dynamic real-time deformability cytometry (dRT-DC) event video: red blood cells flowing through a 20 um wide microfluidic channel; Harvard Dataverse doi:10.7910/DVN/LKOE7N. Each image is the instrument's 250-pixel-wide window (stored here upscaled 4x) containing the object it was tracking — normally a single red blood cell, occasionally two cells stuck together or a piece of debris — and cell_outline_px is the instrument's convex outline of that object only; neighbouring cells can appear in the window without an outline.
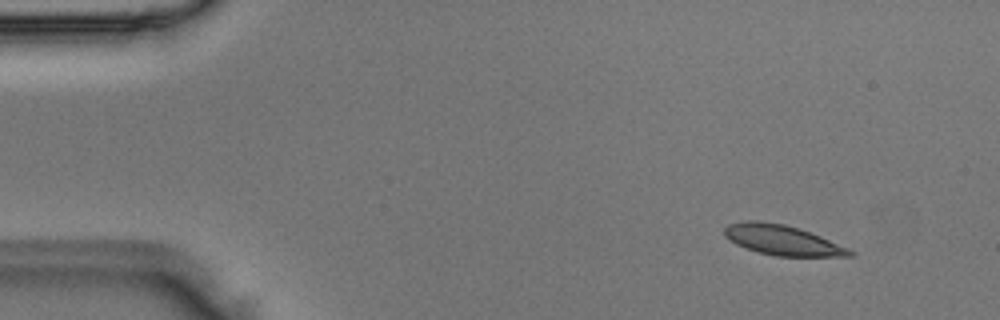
{"species": "Egyptian fruit bat (a non-hibernating species)", "species_latin": "Rousettus aegyptiacus", "temperature_condition": "room temperature", "stored_images_in_passage": 5, "camera_frame_rate_fps": 3000, "um_per_image_px": 0.085, "animal": {"sex": "male"}, "frame": {"image": 1, "passage_image": 1, "time_ms": 0.0, "image_size_px": [1000, 320], "cell_outline_px": [[856, 256], [776, 256], [760, 252], [736, 244], [724, 236], [724, 228], [728, 224], [748, 220], [760, 220], [784, 224], [800, 228], [820, 236], [848, 248], [856, 252]], "centroid_in_image_um": [66.51, 20.4], "position_along_channel_um": 18.5, "area_um2": 21.91}}
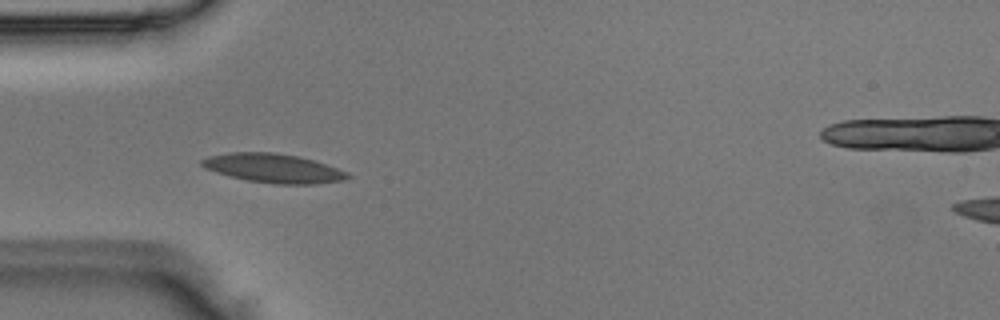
{"frame": {"image": 2, "passage_image": 3, "time_ms": 0.667, "image_size_px": [1000, 320], "cell_outline_px": [[352, 176], [344, 180], [316, 184], [272, 184], [248, 180], [216, 172], [204, 168], [200, 164], [200, 160], [208, 156], [228, 152], [276, 152], [300, 156], [348, 172]], "centroid_in_image_um": [23.22, 14.29], "position_along_channel_um": 61.8, "area_um2": 24.68}}
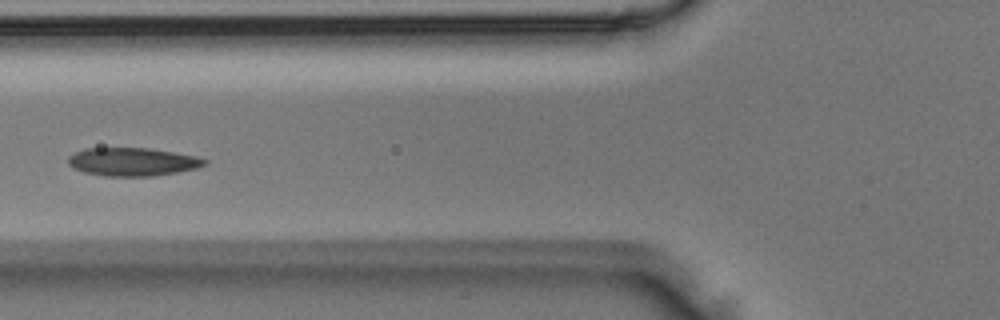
{"frame": {"image": 3, "passage_image": 4, "time_ms": 1.0, "image_size_px": [1000, 320], "cell_outline_px": [[208, 164], [196, 168], [176, 172], [152, 176], [104, 176], [84, 172], [72, 168], [68, 164], [68, 156], [84, 148], [148, 148], [196, 156], [208, 160]], "centroid_in_image_um": [11.24, 13.75], "position_along_channel_um": 114.6, "area_um2": 22.43}}